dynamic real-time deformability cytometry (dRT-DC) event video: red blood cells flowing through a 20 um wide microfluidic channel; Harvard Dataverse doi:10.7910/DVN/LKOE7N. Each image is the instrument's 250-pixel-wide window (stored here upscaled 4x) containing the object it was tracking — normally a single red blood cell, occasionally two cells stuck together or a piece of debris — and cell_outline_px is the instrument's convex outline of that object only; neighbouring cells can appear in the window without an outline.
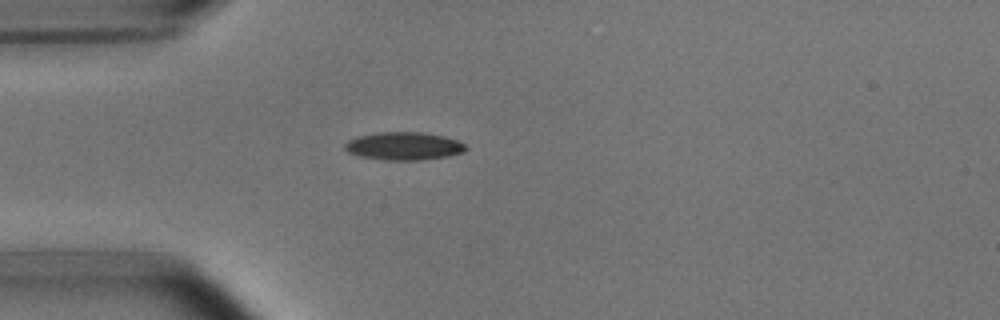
{"species": "common noctule bat (a hibernating species)", "species_latin": "Nyctalus noctula", "temperature_condition": "room temperature", "stored_images_in_passage": 1, "camera_frame_rate_fps": 3000, "um_per_image_px": 0.085, "animal": {"sex": "male", "body_mass_g": 15.6}, "frame": {"image": 1, "passage_image": 1, "time_ms": 0.0, "image_size_px": [1000, 320], "cell_outline_px": [[468, 148], [464, 152], [448, 156], [420, 160], [384, 160], [360, 156], [348, 152], [344, 148], [344, 144], [348, 140], [356, 136], [380, 132], [424, 132], [444, 136], [456, 140], [464, 144]], "centroid_in_image_um": [34.32, 12.41], "position_along_channel_um": 50.7, "area_um2": 19.77}}